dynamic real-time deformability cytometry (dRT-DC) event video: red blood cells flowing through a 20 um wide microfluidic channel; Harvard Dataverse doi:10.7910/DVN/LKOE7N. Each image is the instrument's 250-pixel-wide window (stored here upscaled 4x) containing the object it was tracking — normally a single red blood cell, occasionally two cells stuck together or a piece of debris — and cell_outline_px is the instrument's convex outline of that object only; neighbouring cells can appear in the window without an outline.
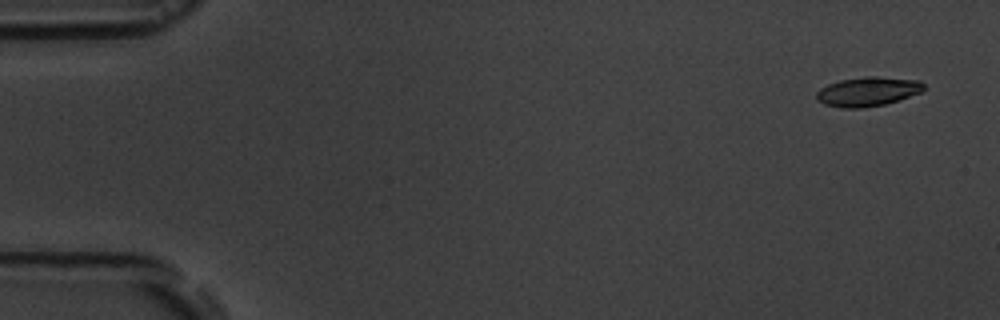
{"species": "common noctule bat (a hibernating species)", "species_latin": "Nyctalus noctula", "temperature_condition": "room temperature", "stored_images_in_passage": 7, "segment_of_instrument_passage": [2, 2], "camera_frame_rate_fps": 3000, "um_per_image_px": 0.085, "animal": {"sex": "male", "body_mass_g": 19.5, "forearm_length_mm": 54.6}, "frame": {"image": 1, "passage_image": 7, "time_ms": 6.333, "image_size_px": [1000, 320], "cell_outline_px": [[924, 88], [920, 92], [884, 104], [860, 108], [840, 108], [824, 104], [816, 100], [816, 92], [820, 88], [828, 84], [840, 80], [864, 76], [876, 76], [920, 80], [924, 84]], "centroid_in_image_um": [73.71, 7.77], "position_along_channel_um": 11.3, "area_um2": 18.26}}